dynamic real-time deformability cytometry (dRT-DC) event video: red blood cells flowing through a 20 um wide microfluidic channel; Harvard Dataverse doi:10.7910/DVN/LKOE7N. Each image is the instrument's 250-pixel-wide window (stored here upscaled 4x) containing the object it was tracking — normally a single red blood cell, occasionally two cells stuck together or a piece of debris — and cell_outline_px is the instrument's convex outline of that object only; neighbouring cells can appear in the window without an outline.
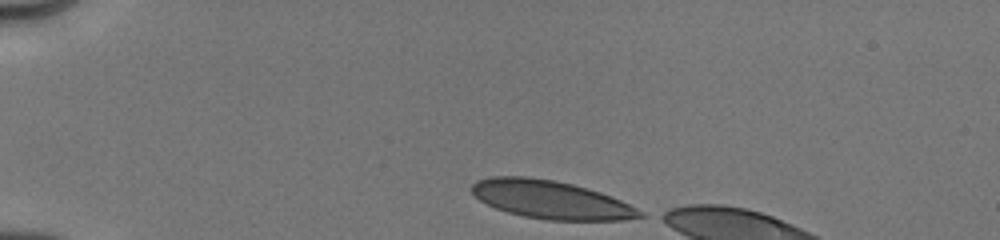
{"species": "human", "species_latin": "Homo sapiens", "temperature_condition": "cold", "stored_images_in_passage": 5, "camera_frame_rate_fps": 3000, "um_per_image_px": 0.085, "donor": {"sex": "male"}, "frame": {"image": 1, "passage_image": 1, "time_ms": 0.0, "image_size_px": [1000, 240], "cell_outline_px": [[648, 216], [624, 220], [548, 220], [524, 216], [508, 212], [496, 208], [480, 200], [472, 192], [472, 184], [476, 180], [492, 176], [524, 176], [552, 180], [572, 184], [588, 188], [612, 196], [644, 212]], "centroid_in_image_um": [46.85, 16.97], "position_along_channel_um": 38.2, "area_um2": 37.28}}